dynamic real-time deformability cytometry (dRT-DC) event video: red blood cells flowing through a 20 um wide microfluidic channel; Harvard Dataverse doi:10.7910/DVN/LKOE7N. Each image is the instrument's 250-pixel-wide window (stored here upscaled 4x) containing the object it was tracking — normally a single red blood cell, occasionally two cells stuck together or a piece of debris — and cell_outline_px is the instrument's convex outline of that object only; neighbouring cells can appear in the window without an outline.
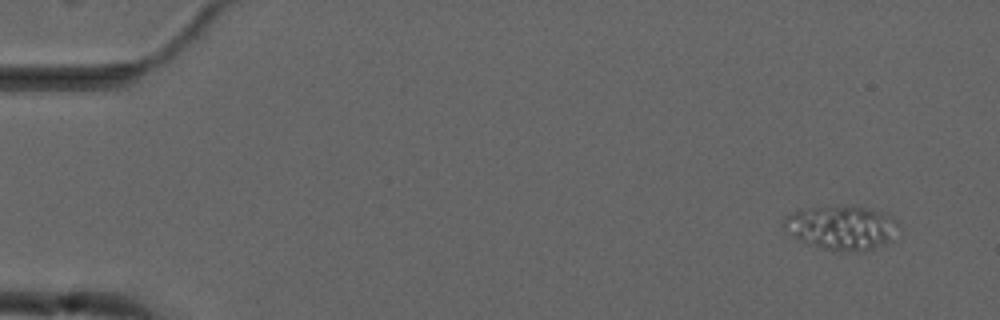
{"species": "common noctule bat (a hibernating species)", "species_latin": "Nyctalus noctula", "temperature_condition": "cold", "stored_images_in_passage": 8, "camera_frame_rate_fps": 3000, "um_per_image_px": 0.085, "animal": {"sex": "male", "forearm_length_mm": 52.5}, "frame": {"image": 1, "passage_image": 1, "time_ms": 0.0, "image_size_px": [1000, 320], "cell_outline_px": [[900, 228], [884, 244], [864, 252], [832, 252], [800, 240], [792, 236], [784, 224], [784, 220], [792, 212], [800, 208], [840, 204], [856, 204], [872, 208], [892, 216], [900, 224]], "centroid_in_image_um": [71.57, 19.32], "position_along_channel_um": 13.4, "area_um2": 30.4}}
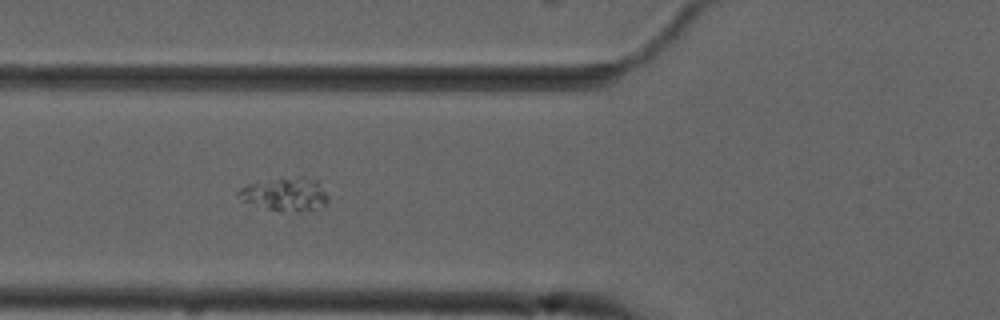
{"frame": {"image": 2, "passage_image": 5, "time_ms": 5.667, "image_size_px": [1000, 320], "cell_outline_px": [[328, 204], [300, 212], [280, 212], [240, 200], [236, 192], [240, 188], [248, 184], [280, 176], [300, 176], [320, 180], [328, 196]], "centroid_in_image_um": [24.27, 16.48], "position_along_channel_um": 101.5, "area_um2": 18.03}}
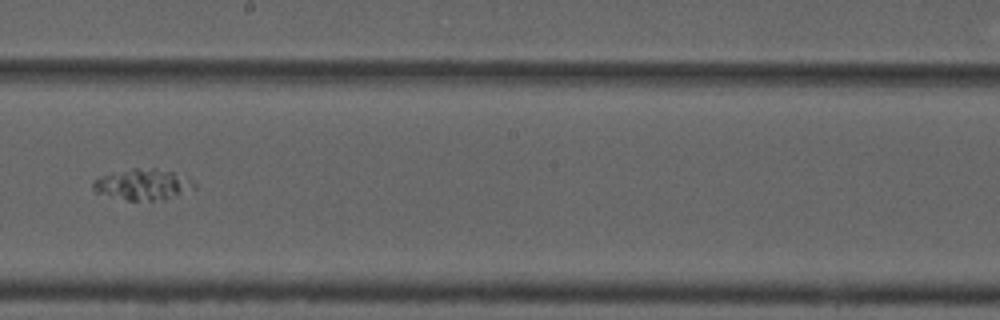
{"frame": {"image": 3, "passage_image": 8, "time_ms": 9.333, "image_size_px": [1000, 320], "cell_outline_px": [[196, 188], [164, 200], [128, 200], [96, 192], [92, 188], [92, 184], [100, 176], [112, 172], [132, 168], [156, 168], [172, 172], [192, 180], [196, 184]], "centroid_in_image_um": [12.15, 15.67], "position_along_channel_um": 236.0, "area_um2": 18.15}}